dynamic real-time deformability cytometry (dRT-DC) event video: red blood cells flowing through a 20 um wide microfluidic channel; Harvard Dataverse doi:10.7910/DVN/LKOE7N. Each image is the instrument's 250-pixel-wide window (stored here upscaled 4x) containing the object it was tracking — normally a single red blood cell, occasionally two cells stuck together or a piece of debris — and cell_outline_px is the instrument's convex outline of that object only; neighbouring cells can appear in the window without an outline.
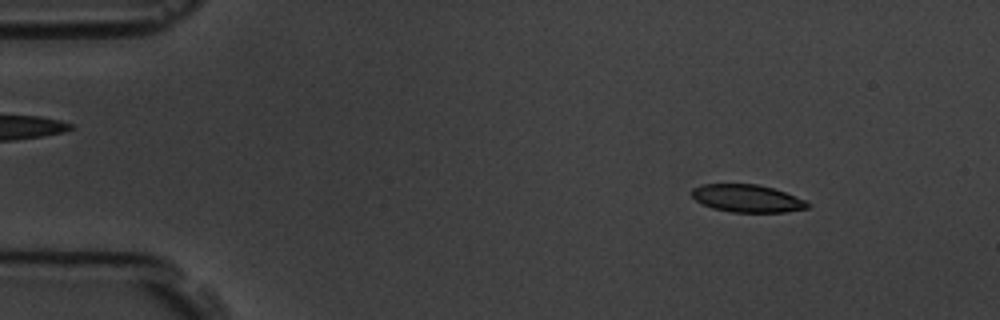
{"species": "common noctule bat (a hibernating species)", "species_latin": "Nyctalus noctula", "temperature_condition": "room temperature", "stored_images_in_passage": 5, "camera_frame_rate_fps": 3000, "um_per_image_px": 0.085, "animal": {"sex": "male", "body_mass_g": 19.5, "forearm_length_mm": 54.6}, "frame": {"image": 1, "passage_image": 1, "time_ms": 0.0, "image_size_px": [1000, 320], "cell_outline_px": [[812, 204], [808, 208], [784, 212], [732, 212], [712, 208], [696, 200], [692, 196], [692, 188], [700, 184], [756, 184], [772, 188], [784, 192], [804, 200]], "centroid_in_image_um": [63.5, 16.86], "position_along_channel_um": 21.5, "area_um2": 18.5}}
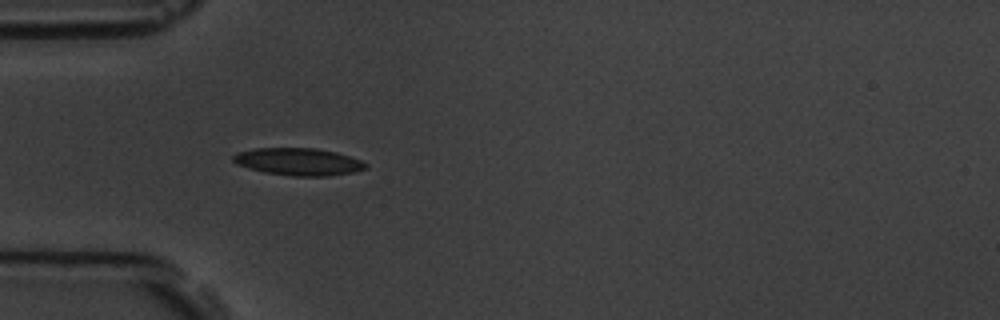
{"frame": {"image": 2, "passage_image": 4, "time_ms": 3.333, "image_size_px": [1000, 320], "cell_outline_px": [[368, 168], [352, 172], [328, 176], [292, 176], [264, 172], [248, 168], [236, 164], [232, 160], [232, 156], [236, 152], [256, 148], [316, 148], [336, 152], [360, 160], [368, 164]], "centroid_in_image_um": [25.34, 13.74], "position_along_channel_um": 59.7, "area_um2": 21.15}}
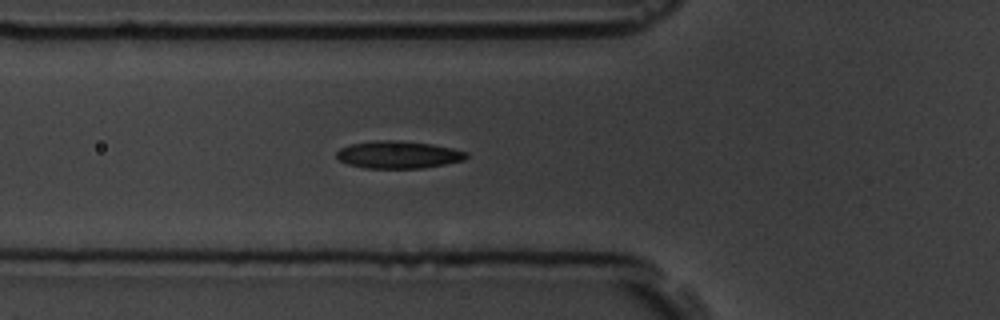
{"frame": {"image": 3, "passage_image": 5, "time_ms": 4.333, "image_size_px": [1000, 320], "cell_outline_px": [[468, 156], [464, 160], [424, 168], [364, 168], [348, 164], [340, 160], [336, 156], [336, 152], [340, 148], [348, 144], [376, 140], [400, 140], [432, 144], [452, 148], [468, 152]], "centroid_in_image_um": [33.84, 13.14], "position_along_channel_um": 92.0, "area_um2": 20.87}}